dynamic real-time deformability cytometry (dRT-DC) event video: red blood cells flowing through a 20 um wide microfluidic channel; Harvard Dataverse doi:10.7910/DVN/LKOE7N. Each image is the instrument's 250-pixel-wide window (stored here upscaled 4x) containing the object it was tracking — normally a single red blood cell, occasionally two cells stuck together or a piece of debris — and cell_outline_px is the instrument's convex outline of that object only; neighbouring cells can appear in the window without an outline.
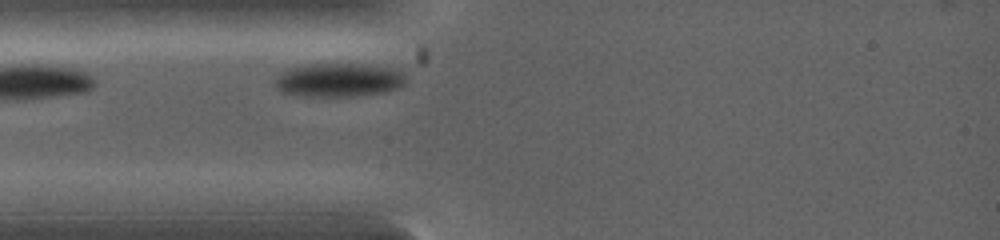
{"species": "common noctule bat (a hibernating species)", "species_latin": "Nyctalus noctula", "temperature_condition": "warm", "stored_images_in_passage": 3, "camera_frame_rate_fps": 5000, "um_per_image_px": 0.085, "animal": {"sex": "female", "body_mass_g": 19.0, "forearm_length_mm": 53.3}, "frame": {"image": 1, "passage_image": 3, "time_ms": 0.6, "image_size_px": [1000, 240], "cell_outline_px": [[404, 80], [396, 88], [384, 92], [352, 96], [304, 96], [284, 92], [276, 84], [276, 80], [280, 72], [304, 64], [352, 64], [396, 68], [404, 76]], "centroid_in_image_um": [28.77, 6.79], "position_along_channel_um": 56.2, "area_um2": 25.03}}